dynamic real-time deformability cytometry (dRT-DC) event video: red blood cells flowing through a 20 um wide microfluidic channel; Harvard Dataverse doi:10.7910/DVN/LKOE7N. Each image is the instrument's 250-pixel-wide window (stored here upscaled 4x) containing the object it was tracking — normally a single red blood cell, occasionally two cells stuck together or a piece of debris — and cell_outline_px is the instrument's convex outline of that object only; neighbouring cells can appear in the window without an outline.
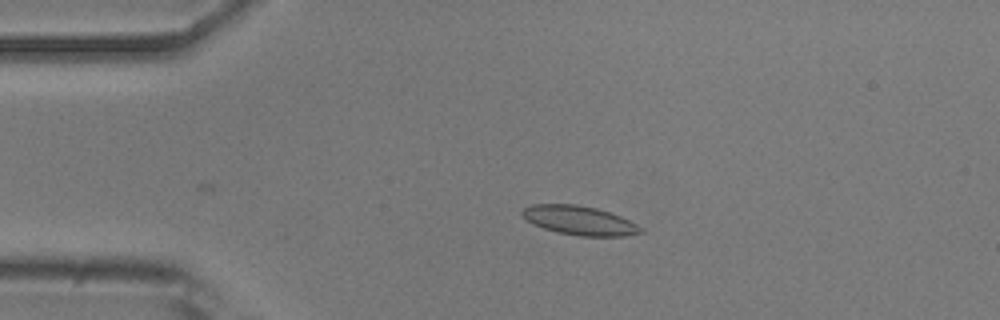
{"species": "common noctule bat (a hibernating species)", "species_latin": "Nyctalus noctula", "temperature_condition": "room temperature", "stored_images_in_passage": 3, "camera_frame_rate_fps": 3000, "um_per_image_px": 0.085, "animal": {"sex": "male", "body_mass_g": 20.5, "forearm_length_mm": 52.5}, "frame": {"image": 1, "passage_image": 2, "time_ms": 0.333, "image_size_px": [1000, 320], "cell_outline_px": [[644, 232], [624, 236], [580, 236], [556, 232], [532, 224], [520, 212], [524, 208], [532, 204], [576, 204], [596, 208], [620, 216], [644, 228]], "centroid_in_image_um": [49.26, 18.74], "position_along_channel_um": 35.7, "area_um2": 20.0}}